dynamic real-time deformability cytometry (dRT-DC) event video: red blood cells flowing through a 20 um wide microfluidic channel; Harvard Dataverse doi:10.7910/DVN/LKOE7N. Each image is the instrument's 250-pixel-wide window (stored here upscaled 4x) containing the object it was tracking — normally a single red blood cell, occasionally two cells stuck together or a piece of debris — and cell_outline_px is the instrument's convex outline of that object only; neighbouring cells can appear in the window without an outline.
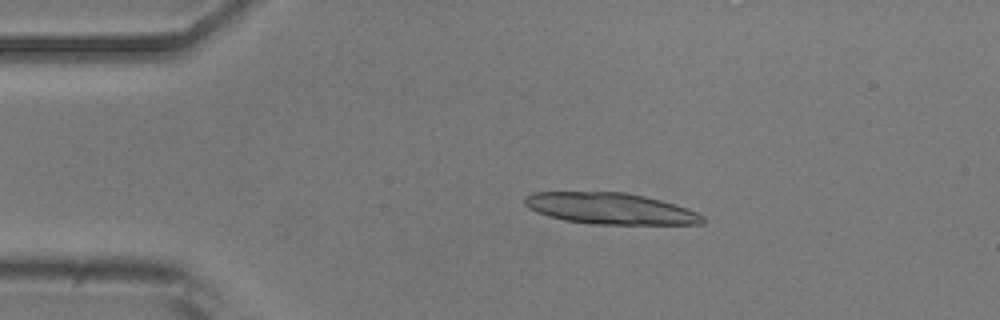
{"species": "common noctule bat (a hibernating species)", "species_latin": "Nyctalus noctula", "temperature_condition": "room temperature", "stored_images_in_passage": 52, "segment_of_instrument_passage": [1, 2], "camera_frame_rate_fps": 3000, "um_per_image_px": 0.085, "animal": {"sex": "male", "body_mass_g": 20.5, "forearm_length_mm": 52.5}, "frame": {"image": 1, "passage_image": 10, "time_ms": 3.0, "image_size_px": [1000, 320], "cell_outline_px": [[708, 220], [704, 224], [588, 224], [564, 220], [548, 216], [536, 212], [528, 208], [524, 204], [524, 196], [532, 192], [624, 192], [644, 196], [660, 200], [696, 212], [704, 216]], "centroid_in_image_um": [51.84, 17.73], "position_along_channel_um": 33.2, "area_um2": 32.48}}